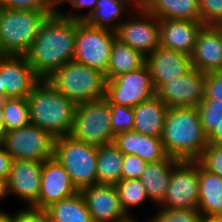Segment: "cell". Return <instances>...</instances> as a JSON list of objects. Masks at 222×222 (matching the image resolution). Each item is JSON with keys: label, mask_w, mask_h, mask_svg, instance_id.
Returning a JSON list of instances; mask_svg holds the SVG:
<instances>
[{"label": "cell", "mask_w": 222, "mask_h": 222, "mask_svg": "<svg viewBox=\"0 0 222 222\" xmlns=\"http://www.w3.org/2000/svg\"><path fill=\"white\" fill-rule=\"evenodd\" d=\"M76 20L58 12L46 18L25 55L40 79L48 78L55 70L73 61Z\"/></svg>", "instance_id": "obj_1"}, {"label": "cell", "mask_w": 222, "mask_h": 222, "mask_svg": "<svg viewBox=\"0 0 222 222\" xmlns=\"http://www.w3.org/2000/svg\"><path fill=\"white\" fill-rule=\"evenodd\" d=\"M161 140L169 157L197 161L208 146L197 108L174 107L166 114Z\"/></svg>", "instance_id": "obj_2"}, {"label": "cell", "mask_w": 222, "mask_h": 222, "mask_svg": "<svg viewBox=\"0 0 222 222\" xmlns=\"http://www.w3.org/2000/svg\"><path fill=\"white\" fill-rule=\"evenodd\" d=\"M30 124L54 138L71 134L77 104L41 79L27 96Z\"/></svg>", "instance_id": "obj_3"}, {"label": "cell", "mask_w": 222, "mask_h": 222, "mask_svg": "<svg viewBox=\"0 0 222 222\" xmlns=\"http://www.w3.org/2000/svg\"><path fill=\"white\" fill-rule=\"evenodd\" d=\"M46 80L76 104L106 97V77L101 71L75 61L55 70Z\"/></svg>", "instance_id": "obj_4"}, {"label": "cell", "mask_w": 222, "mask_h": 222, "mask_svg": "<svg viewBox=\"0 0 222 222\" xmlns=\"http://www.w3.org/2000/svg\"><path fill=\"white\" fill-rule=\"evenodd\" d=\"M47 17L38 11L0 8V55L25 56Z\"/></svg>", "instance_id": "obj_5"}, {"label": "cell", "mask_w": 222, "mask_h": 222, "mask_svg": "<svg viewBox=\"0 0 222 222\" xmlns=\"http://www.w3.org/2000/svg\"><path fill=\"white\" fill-rule=\"evenodd\" d=\"M97 149V146L75 140L70 135L55 138L54 157L78 191L97 184Z\"/></svg>", "instance_id": "obj_6"}, {"label": "cell", "mask_w": 222, "mask_h": 222, "mask_svg": "<svg viewBox=\"0 0 222 222\" xmlns=\"http://www.w3.org/2000/svg\"><path fill=\"white\" fill-rule=\"evenodd\" d=\"M70 136L97 147L113 143L109 101L103 98L77 104Z\"/></svg>", "instance_id": "obj_7"}, {"label": "cell", "mask_w": 222, "mask_h": 222, "mask_svg": "<svg viewBox=\"0 0 222 222\" xmlns=\"http://www.w3.org/2000/svg\"><path fill=\"white\" fill-rule=\"evenodd\" d=\"M115 39L114 30L94 27L85 21L76 20L73 61L101 71L107 80L110 52Z\"/></svg>", "instance_id": "obj_8"}, {"label": "cell", "mask_w": 222, "mask_h": 222, "mask_svg": "<svg viewBox=\"0 0 222 222\" xmlns=\"http://www.w3.org/2000/svg\"><path fill=\"white\" fill-rule=\"evenodd\" d=\"M54 142L49 132L33 124L4 132L0 138L12 160H49L54 157Z\"/></svg>", "instance_id": "obj_9"}, {"label": "cell", "mask_w": 222, "mask_h": 222, "mask_svg": "<svg viewBox=\"0 0 222 222\" xmlns=\"http://www.w3.org/2000/svg\"><path fill=\"white\" fill-rule=\"evenodd\" d=\"M156 95L151 74L145 64L138 70L120 74L106 81V99L109 104L129 108Z\"/></svg>", "instance_id": "obj_10"}, {"label": "cell", "mask_w": 222, "mask_h": 222, "mask_svg": "<svg viewBox=\"0 0 222 222\" xmlns=\"http://www.w3.org/2000/svg\"><path fill=\"white\" fill-rule=\"evenodd\" d=\"M198 201V161H179L172 170L167 194L159 207L197 210Z\"/></svg>", "instance_id": "obj_11"}, {"label": "cell", "mask_w": 222, "mask_h": 222, "mask_svg": "<svg viewBox=\"0 0 222 222\" xmlns=\"http://www.w3.org/2000/svg\"><path fill=\"white\" fill-rule=\"evenodd\" d=\"M135 10V16L131 14L127 21L122 20L115 30L116 39L147 57L160 46L159 19L140 6Z\"/></svg>", "instance_id": "obj_12"}, {"label": "cell", "mask_w": 222, "mask_h": 222, "mask_svg": "<svg viewBox=\"0 0 222 222\" xmlns=\"http://www.w3.org/2000/svg\"><path fill=\"white\" fill-rule=\"evenodd\" d=\"M205 75L196 68L164 83L156 95L168 108H197L205 99Z\"/></svg>", "instance_id": "obj_13"}, {"label": "cell", "mask_w": 222, "mask_h": 222, "mask_svg": "<svg viewBox=\"0 0 222 222\" xmlns=\"http://www.w3.org/2000/svg\"><path fill=\"white\" fill-rule=\"evenodd\" d=\"M40 80L26 56L0 55V100L27 98Z\"/></svg>", "instance_id": "obj_14"}, {"label": "cell", "mask_w": 222, "mask_h": 222, "mask_svg": "<svg viewBox=\"0 0 222 222\" xmlns=\"http://www.w3.org/2000/svg\"><path fill=\"white\" fill-rule=\"evenodd\" d=\"M42 166L41 161L13 160L4 183L6 196L12 193L28 207L38 208Z\"/></svg>", "instance_id": "obj_15"}, {"label": "cell", "mask_w": 222, "mask_h": 222, "mask_svg": "<svg viewBox=\"0 0 222 222\" xmlns=\"http://www.w3.org/2000/svg\"><path fill=\"white\" fill-rule=\"evenodd\" d=\"M94 222H128L114 185L96 184L80 190Z\"/></svg>", "instance_id": "obj_16"}, {"label": "cell", "mask_w": 222, "mask_h": 222, "mask_svg": "<svg viewBox=\"0 0 222 222\" xmlns=\"http://www.w3.org/2000/svg\"><path fill=\"white\" fill-rule=\"evenodd\" d=\"M152 84L157 91L164 83L189 72L193 66L190 55L162 46L146 57Z\"/></svg>", "instance_id": "obj_17"}, {"label": "cell", "mask_w": 222, "mask_h": 222, "mask_svg": "<svg viewBox=\"0 0 222 222\" xmlns=\"http://www.w3.org/2000/svg\"><path fill=\"white\" fill-rule=\"evenodd\" d=\"M79 192L61 163L55 158L43 162L38 197V208L46 209L51 204Z\"/></svg>", "instance_id": "obj_18"}, {"label": "cell", "mask_w": 222, "mask_h": 222, "mask_svg": "<svg viewBox=\"0 0 222 222\" xmlns=\"http://www.w3.org/2000/svg\"><path fill=\"white\" fill-rule=\"evenodd\" d=\"M190 58L192 66L204 74L222 72V28L204 26Z\"/></svg>", "instance_id": "obj_19"}, {"label": "cell", "mask_w": 222, "mask_h": 222, "mask_svg": "<svg viewBox=\"0 0 222 222\" xmlns=\"http://www.w3.org/2000/svg\"><path fill=\"white\" fill-rule=\"evenodd\" d=\"M204 26L201 21L159 19L160 46L191 55Z\"/></svg>", "instance_id": "obj_20"}, {"label": "cell", "mask_w": 222, "mask_h": 222, "mask_svg": "<svg viewBox=\"0 0 222 222\" xmlns=\"http://www.w3.org/2000/svg\"><path fill=\"white\" fill-rule=\"evenodd\" d=\"M113 143L124 155H137L147 162L160 161L167 156L161 137H152L133 130L116 134Z\"/></svg>", "instance_id": "obj_21"}, {"label": "cell", "mask_w": 222, "mask_h": 222, "mask_svg": "<svg viewBox=\"0 0 222 222\" xmlns=\"http://www.w3.org/2000/svg\"><path fill=\"white\" fill-rule=\"evenodd\" d=\"M168 109L157 95L137 104L133 107V131L152 137H161Z\"/></svg>", "instance_id": "obj_22"}, {"label": "cell", "mask_w": 222, "mask_h": 222, "mask_svg": "<svg viewBox=\"0 0 222 222\" xmlns=\"http://www.w3.org/2000/svg\"><path fill=\"white\" fill-rule=\"evenodd\" d=\"M179 160L168 155L160 161L148 162L140 178L151 201L160 205L168 190L169 179Z\"/></svg>", "instance_id": "obj_23"}, {"label": "cell", "mask_w": 222, "mask_h": 222, "mask_svg": "<svg viewBox=\"0 0 222 222\" xmlns=\"http://www.w3.org/2000/svg\"><path fill=\"white\" fill-rule=\"evenodd\" d=\"M140 7L158 19L201 21L199 0H144Z\"/></svg>", "instance_id": "obj_24"}, {"label": "cell", "mask_w": 222, "mask_h": 222, "mask_svg": "<svg viewBox=\"0 0 222 222\" xmlns=\"http://www.w3.org/2000/svg\"><path fill=\"white\" fill-rule=\"evenodd\" d=\"M199 201L202 215H222V178L198 162Z\"/></svg>", "instance_id": "obj_25"}, {"label": "cell", "mask_w": 222, "mask_h": 222, "mask_svg": "<svg viewBox=\"0 0 222 222\" xmlns=\"http://www.w3.org/2000/svg\"><path fill=\"white\" fill-rule=\"evenodd\" d=\"M136 8L131 0H98L94 11L84 21L94 27L116 30L122 17L130 15L128 8Z\"/></svg>", "instance_id": "obj_26"}, {"label": "cell", "mask_w": 222, "mask_h": 222, "mask_svg": "<svg viewBox=\"0 0 222 222\" xmlns=\"http://www.w3.org/2000/svg\"><path fill=\"white\" fill-rule=\"evenodd\" d=\"M124 154L114 143L98 147L96 171L97 184L115 185L122 179Z\"/></svg>", "instance_id": "obj_27"}, {"label": "cell", "mask_w": 222, "mask_h": 222, "mask_svg": "<svg viewBox=\"0 0 222 222\" xmlns=\"http://www.w3.org/2000/svg\"><path fill=\"white\" fill-rule=\"evenodd\" d=\"M45 210L50 222H94L80 191Z\"/></svg>", "instance_id": "obj_28"}, {"label": "cell", "mask_w": 222, "mask_h": 222, "mask_svg": "<svg viewBox=\"0 0 222 222\" xmlns=\"http://www.w3.org/2000/svg\"><path fill=\"white\" fill-rule=\"evenodd\" d=\"M146 57L137 50L115 39L110 52V61L107 68V80L143 67Z\"/></svg>", "instance_id": "obj_29"}, {"label": "cell", "mask_w": 222, "mask_h": 222, "mask_svg": "<svg viewBox=\"0 0 222 222\" xmlns=\"http://www.w3.org/2000/svg\"><path fill=\"white\" fill-rule=\"evenodd\" d=\"M4 132L19 129L30 124L27 98H5L1 100Z\"/></svg>", "instance_id": "obj_30"}, {"label": "cell", "mask_w": 222, "mask_h": 222, "mask_svg": "<svg viewBox=\"0 0 222 222\" xmlns=\"http://www.w3.org/2000/svg\"><path fill=\"white\" fill-rule=\"evenodd\" d=\"M114 186L117 190L124 212L128 217L134 219L131 214L129 215V210L133 207H138L147 199H150L145 186L142 184L140 179H121Z\"/></svg>", "instance_id": "obj_31"}, {"label": "cell", "mask_w": 222, "mask_h": 222, "mask_svg": "<svg viewBox=\"0 0 222 222\" xmlns=\"http://www.w3.org/2000/svg\"><path fill=\"white\" fill-rule=\"evenodd\" d=\"M0 8L38 11L49 17L58 12V2L56 0H0Z\"/></svg>", "instance_id": "obj_32"}, {"label": "cell", "mask_w": 222, "mask_h": 222, "mask_svg": "<svg viewBox=\"0 0 222 222\" xmlns=\"http://www.w3.org/2000/svg\"><path fill=\"white\" fill-rule=\"evenodd\" d=\"M205 134L209 137L222 123V102L203 100L197 107Z\"/></svg>", "instance_id": "obj_33"}, {"label": "cell", "mask_w": 222, "mask_h": 222, "mask_svg": "<svg viewBox=\"0 0 222 222\" xmlns=\"http://www.w3.org/2000/svg\"><path fill=\"white\" fill-rule=\"evenodd\" d=\"M201 212L189 209H162L147 222H200Z\"/></svg>", "instance_id": "obj_34"}, {"label": "cell", "mask_w": 222, "mask_h": 222, "mask_svg": "<svg viewBox=\"0 0 222 222\" xmlns=\"http://www.w3.org/2000/svg\"><path fill=\"white\" fill-rule=\"evenodd\" d=\"M111 106V127L113 133L132 131L134 128L133 108L110 104Z\"/></svg>", "instance_id": "obj_35"}, {"label": "cell", "mask_w": 222, "mask_h": 222, "mask_svg": "<svg viewBox=\"0 0 222 222\" xmlns=\"http://www.w3.org/2000/svg\"><path fill=\"white\" fill-rule=\"evenodd\" d=\"M199 11L205 26H222V0H199Z\"/></svg>", "instance_id": "obj_36"}, {"label": "cell", "mask_w": 222, "mask_h": 222, "mask_svg": "<svg viewBox=\"0 0 222 222\" xmlns=\"http://www.w3.org/2000/svg\"><path fill=\"white\" fill-rule=\"evenodd\" d=\"M197 161L205 169L222 178V147L220 145L208 144Z\"/></svg>", "instance_id": "obj_37"}, {"label": "cell", "mask_w": 222, "mask_h": 222, "mask_svg": "<svg viewBox=\"0 0 222 222\" xmlns=\"http://www.w3.org/2000/svg\"><path fill=\"white\" fill-rule=\"evenodd\" d=\"M147 161L137 155H124L122 164V179H140L145 170Z\"/></svg>", "instance_id": "obj_38"}, {"label": "cell", "mask_w": 222, "mask_h": 222, "mask_svg": "<svg viewBox=\"0 0 222 222\" xmlns=\"http://www.w3.org/2000/svg\"><path fill=\"white\" fill-rule=\"evenodd\" d=\"M4 214L9 218L10 222H50L45 209H39L31 206L18 210L13 215L6 211Z\"/></svg>", "instance_id": "obj_39"}, {"label": "cell", "mask_w": 222, "mask_h": 222, "mask_svg": "<svg viewBox=\"0 0 222 222\" xmlns=\"http://www.w3.org/2000/svg\"><path fill=\"white\" fill-rule=\"evenodd\" d=\"M98 0H59L58 1V7L62 5L63 3H70L72 10H76L75 12L80 11V9L89 8L88 12L85 15H82L81 13H74L73 12H62L61 9H58V13L66 18L78 20V21H84L88 16L91 15V13L94 11L96 4Z\"/></svg>", "instance_id": "obj_40"}, {"label": "cell", "mask_w": 222, "mask_h": 222, "mask_svg": "<svg viewBox=\"0 0 222 222\" xmlns=\"http://www.w3.org/2000/svg\"><path fill=\"white\" fill-rule=\"evenodd\" d=\"M222 102V72H212L205 75V99Z\"/></svg>", "instance_id": "obj_41"}, {"label": "cell", "mask_w": 222, "mask_h": 222, "mask_svg": "<svg viewBox=\"0 0 222 222\" xmlns=\"http://www.w3.org/2000/svg\"><path fill=\"white\" fill-rule=\"evenodd\" d=\"M12 157L0 143V181L5 183L12 164Z\"/></svg>", "instance_id": "obj_42"}, {"label": "cell", "mask_w": 222, "mask_h": 222, "mask_svg": "<svg viewBox=\"0 0 222 222\" xmlns=\"http://www.w3.org/2000/svg\"><path fill=\"white\" fill-rule=\"evenodd\" d=\"M222 143V123L217 126L213 133L208 137V144L220 145Z\"/></svg>", "instance_id": "obj_43"}, {"label": "cell", "mask_w": 222, "mask_h": 222, "mask_svg": "<svg viewBox=\"0 0 222 222\" xmlns=\"http://www.w3.org/2000/svg\"><path fill=\"white\" fill-rule=\"evenodd\" d=\"M200 222H222V215H202Z\"/></svg>", "instance_id": "obj_44"}, {"label": "cell", "mask_w": 222, "mask_h": 222, "mask_svg": "<svg viewBox=\"0 0 222 222\" xmlns=\"http://www.w3.org/2000/svg\"><path fill=\"white\" fill-rule=\"evenodd\" d=\"M4 134V119H3V111H2V103L0 100V138Z\"/></svg>", "instance_id": "obj_45"}, {"label": "cell", "mask_w": 222, "mask_h": 222, "mask_svg": "<svg viewBox=\"0 0 222 222\" xmlns=\"http://www.w3.org/2000/svg\"><path fill=\"white\" fill-rule=\"evenodd\" d=\"M6 197V192H5V184L0 181V201L1 199Z\"/></svg>", "instance_id": "obj_46"}, {"label": "cell", "mask_w": 222, "mask_h": 222, "mask_svg": "<svg viewBox=\"0 0 222 222\" xmlns=\"http://www.w3.org/2000/svg\"><path fill=\"white\" fill-rule=\"evenodd\" d=\"M5 211L0 210V222H10L9 218L4 214Z\"/></svg>", "instance_id": "obj_47"}, {"label": "cell", "mask_w": 222, "mask_h": 222, "mask_svg": "<svg viewBox=\"0 0 222 222\" xmlns=\"http://www.w3.org/2000/svg\"><path fill=\"white\" fill-rule=\"evenodd\" d=\"M135 5L140 6L144 0H131Z\"/></svg>", "instance_id": "obj_48"}, {"label": "cell", "mask_w": 222, "mask_h": 222, "mask_svg": "<svg viewBox=\"0 0 222 222\" xmlns=\"http://www.w3.org/2000/svg\"><path fill=\"white\" fill-rule=\"evenodd\" d=\"M128 222H138V220H135V219H131L130 221Z\"/></svg>", "instance_id": "obj_49"}]
</instances>
